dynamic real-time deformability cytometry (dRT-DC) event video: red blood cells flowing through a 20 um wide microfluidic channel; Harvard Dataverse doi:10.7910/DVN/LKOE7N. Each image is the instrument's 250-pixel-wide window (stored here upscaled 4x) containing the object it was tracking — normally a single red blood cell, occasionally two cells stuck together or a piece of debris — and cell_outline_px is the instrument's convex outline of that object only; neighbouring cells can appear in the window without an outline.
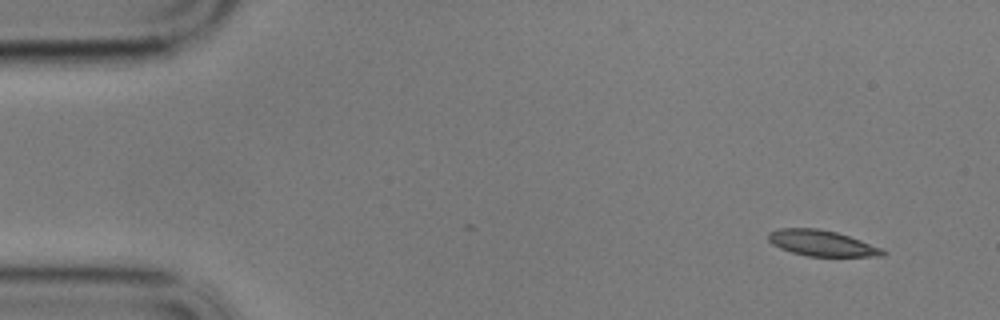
{"species": "common noctule bat (a hibernating species)", "species_latin": "Nyctalus noctula", "temperature_condition": "cold", "stored_images_in_passage": 55, "camera_frame_rate_fps": 3000, "um_per_image_px": 0.085, "animal": {"sex": "male", "body_mass_g": 17.9}, "frame": {"image": 1, "passage_image": 1, "time_ms": 0.0, "image_size_px": [1000, 320], "cell_outline_px": [[888, 252], [884, 256], [808, 256], [792, 252], [780, 248], [772, 244], [768, 240], [768, 232], [780, 228], [820, 228], [836, 232], [860, 240], [880, 248]], "centroid_in_image_um": [69.82, 20.66], "position_along_channel_um": 15.2, "area_um2": 17.11}}
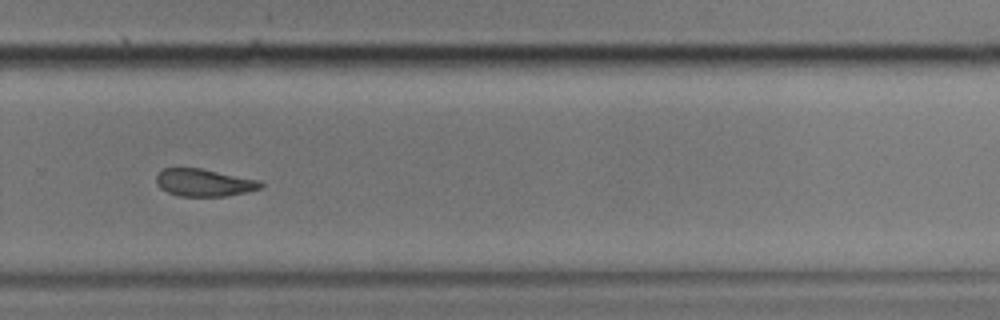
{"frame": {"image": 2, "passage_image": 36, "time_ms": 11.667, "image_size_px": [1000, 320], "cell_outline_px": [[264, 184], [260, 188], [248, 192], [228, 196], [180, 196], [168, 192], [160, 188], [156, 184], [156, 176], [164, 168], [200, 168], [260, 180]], "centroid_in_image_um": [17.36, 15.53], "position_along_channel_um": 312.4, "area_um2": 16.7}}
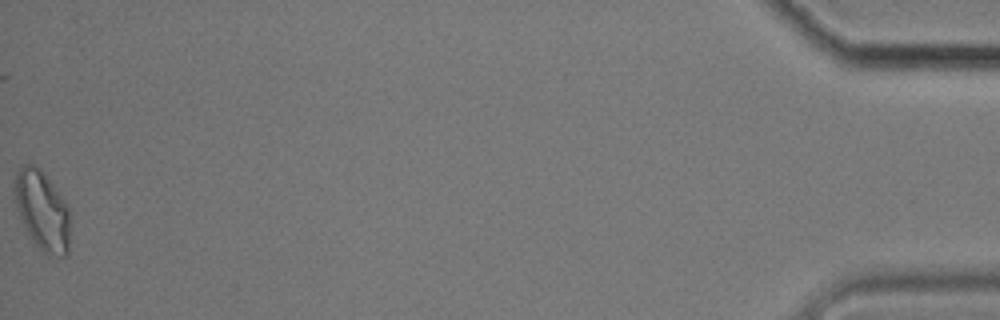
{"frame": {"image": 3, "passage_image": 55, "time_ms": 18.0, "image_size_px": [1000, 320], "cell_outline_px": [[68, 256], [60, 256], [44, 252], [32, 240], [16, 208], [12, 192], [16, 172], [24, 164], [32, 164], [52, 184], [68, 204]], "centroid_in_image_um": [3.55, 17.89], "position_along_channel_um": 431.6, "area_um2": 25.14}, "authors_computed_cell_mechanics": {"area_um2": 18.207, "velocity_mm_per_s": 3.4159, "shape_relaxation_time_tau1_ms": 8.8892, "shape_relaxation_time_tau2_ms": null, "deformation_change_tau1": 0.1836, "deformation_change_tau2": null}}